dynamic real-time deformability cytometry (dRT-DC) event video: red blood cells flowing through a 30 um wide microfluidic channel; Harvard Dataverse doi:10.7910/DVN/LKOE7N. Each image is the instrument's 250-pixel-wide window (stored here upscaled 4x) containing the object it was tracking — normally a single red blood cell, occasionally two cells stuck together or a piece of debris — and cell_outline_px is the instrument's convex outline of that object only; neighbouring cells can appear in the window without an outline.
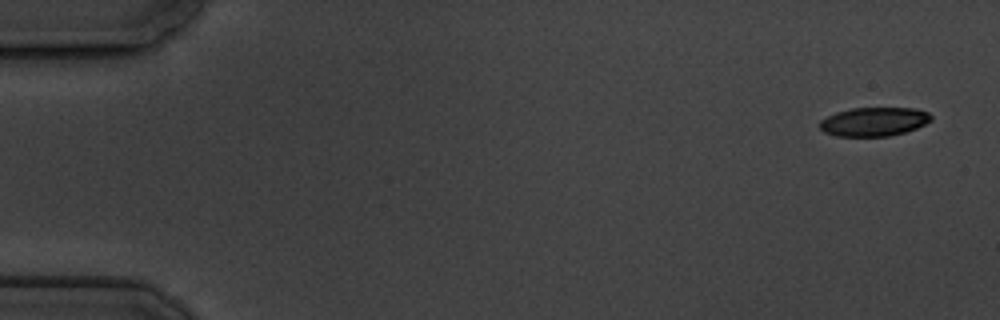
{"species": "common noctule bat (a hibernating species)", "species_latin": "Nyctalus noctula", "temperature_condition": "cold", "stored_images_in_passage": 10, "camera_frame_rate_fps": 3000, "um_per_image_px": 0.085, "animal": {"sex": "male", "body_mass_g": 19.5, "forearm_length_mm": 54.6}, "frame": {"image": 1, "passage_image": 1, "time_ms": 0.0, "image_size_px": [1000, 320], "cell_outline_px": [[932, 120], [916, 128], [904, 132], [888, 136], [836, 136], [824, 132], [820, 128], [820, 120], [836, 112], [852, 108], [916, 108], [928, 112], [932, 116]], "centroid_in_image_um": [74.29, 10.34], "position_along_channel_um": 10.7, "area_um2": 18.67}}
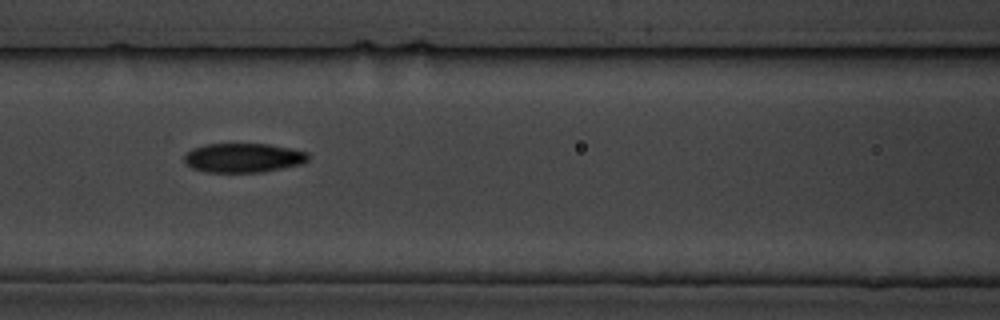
{"frame": {"image": 2, "passage_image": 7, "time_ms": 7.667, "image_size_px": [1000, 320], "cell_outline_px": [[308, 160], [300, 164], [264, 172], [204, 172], [192, 168], [184, 160], [184, 156], [192, 148], [204, 144], [268, 144], [308, 152]], "centroid_in_image_um": [20.66, 13.41], "position_along_channel_um": 145.9, "area_um2": 21.04}}
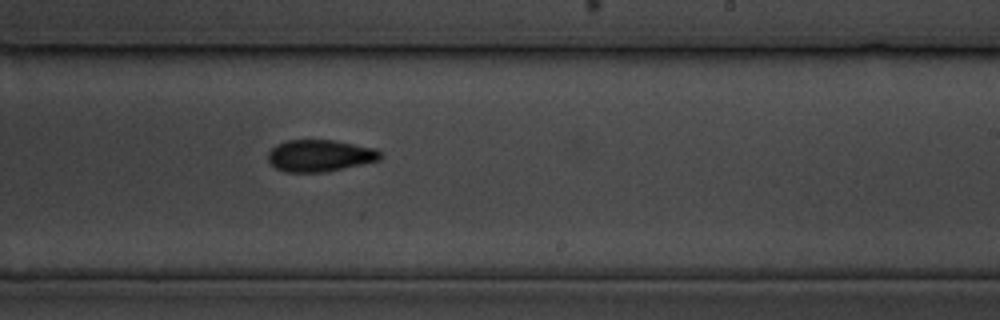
{"frame": {"image": 3, "passage_image": 10, "time_ms": 11.0, "image_size_px": [1000, 320], "cell_outline_px": [[384, 156], [380, 160], [364, 164], [328, 172], [284, 172], [276, 168], [268, 160], [268, 152], [276, 144], [288, 140], [332, 140], [376, 148]], "centroid_in_image_um": [27.22, 13.24], "position_along_channel_um": 261.8, "area_um2": 21.04}}